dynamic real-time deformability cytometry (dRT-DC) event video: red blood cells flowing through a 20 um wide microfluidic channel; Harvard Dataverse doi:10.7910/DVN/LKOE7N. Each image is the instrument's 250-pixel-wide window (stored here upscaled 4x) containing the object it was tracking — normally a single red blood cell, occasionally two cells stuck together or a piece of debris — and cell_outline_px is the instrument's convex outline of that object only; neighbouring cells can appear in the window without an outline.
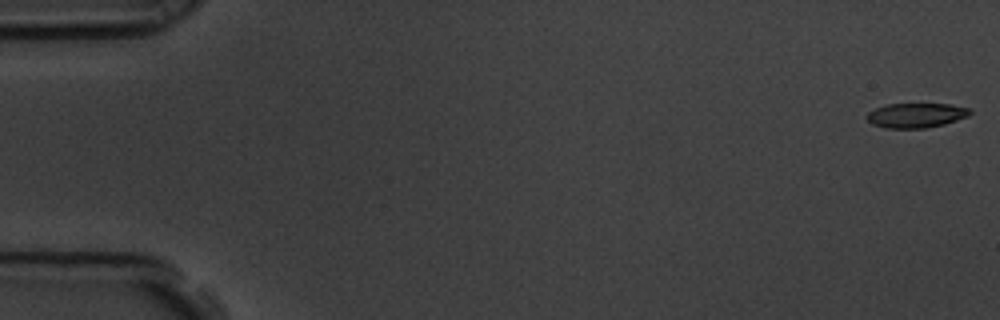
{"species": "common noctule bat (a hibernating species)", "species_latin": "Nyctalus noctula", "temperature_condition": "room temperature", "stored_images_in_passage": 58, "camera_frame_rate_fps": 3000, "um_per_image_px": 0.085, "animal": {"sex": "male", "body_mass_g": 19.5, "forearm_length_mm": 54.6}, "frame": {"image": 1, "passage_image": 1, "time_ms": 0.0, "image_size_px": [1000, 320], "cell_outline_px": [[972, 112], [968, 116], [944, 124], [928, 128], [884, 128], [872, 124], [864, 116], [868, 112], [876, 108], [888, 104], [952, 104], [968, 108]], "centroid_in_image_um": [77.85, 9.81], "position_along_channel_um": 7.2, "area_um2": 14.85}}
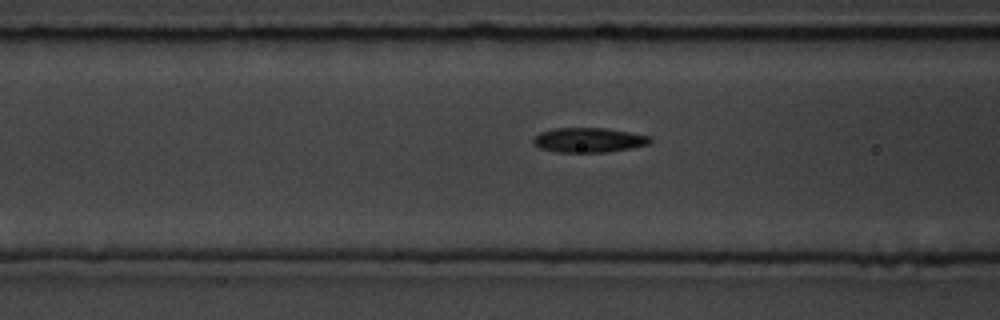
{"frame": {"image": 2, "passage_image": 23, "time_ms": 7.333, "image_size_px": [1000, 320], "cell_outline_px": [[652, 140], [648, 144], [632, 148], [608, 152], [556, 152], [540, 148], [532, 144], [532, 140], [540, 132], [552, 128], [604, 128], [652, 136]], "centroid_in_image_um": [50.03, 11.9], "position_along_channel_um": 116.6, "area_um2": 16.88}}
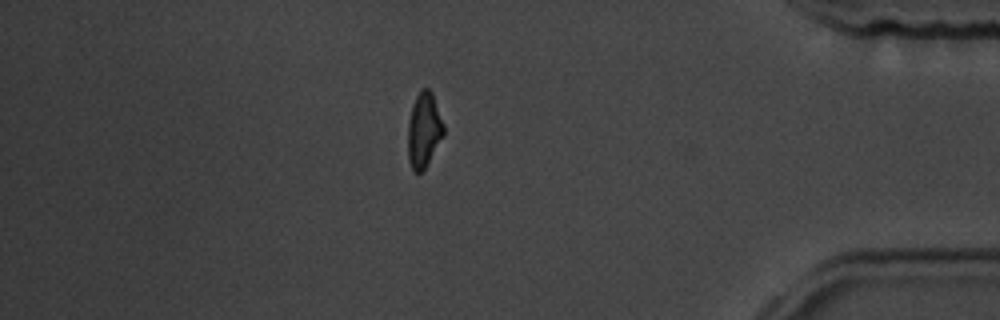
{"frame": {"image": 3, "passage_image": 50, "time_ms": 16.333, "image_size_px": [1000, 320], "cell_outline_px": [[444, 136], [424, 168], [420, 172], [412, 172], [408, 160], [408, 124], [412, 104], [420, 88], [428, 88], [432, 92], [444, 124]], "centroid_in_image_um": [36.03, 11.03], "position_along_channel_um": 399.2, "area_um2": 15.72}, "authors_computed_cell_mechanics": {"area_um2": 16.3285, "velocity_mm_per_s": 3.544, "shape_relaxation_time_tau1_ms": 5.9734, "shape_relaxation_time_tau2_ms": 2.9922, "deformation_change_tau1": 0.1539, "deformation_change_tau2": 0.0928}}